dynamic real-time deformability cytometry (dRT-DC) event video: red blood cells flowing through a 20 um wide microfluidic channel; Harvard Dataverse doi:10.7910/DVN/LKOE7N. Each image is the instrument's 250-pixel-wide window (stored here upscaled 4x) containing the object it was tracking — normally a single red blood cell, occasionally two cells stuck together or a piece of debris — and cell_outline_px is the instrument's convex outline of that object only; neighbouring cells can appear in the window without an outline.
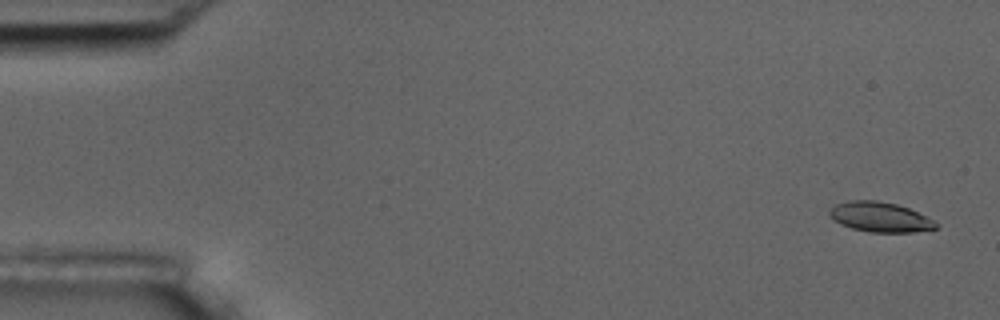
{"species": "common noctule bat (a hibernating species)", "species_latin": "Nyctalus noctula", "temperature_condition": "room temperature", "stored_images_in_passage": 56, "camera_frame_rate_fps": 3000, "um_per_image_px": 0.085, "animal": {"sex": "male", "body_mass_g": 17.5, "forearm_length_mm": 52.3}, "frame": {"image": 1, "passage_image": 3, "time_ms": 0.667, "image_size_px": [1000, 320], "cell_outline_px": [[940, 224], [936, 228], [912, 232], [868, 232], [852, 228], [840, 224], [828, 212], [836, 204], [848, 200], [876, 200], [896, 204], [908, 208]], "centroid_in_image_um": [74.8, 18.44], "position_along_channel_um": 10.2, "area_um2": 18.26}}
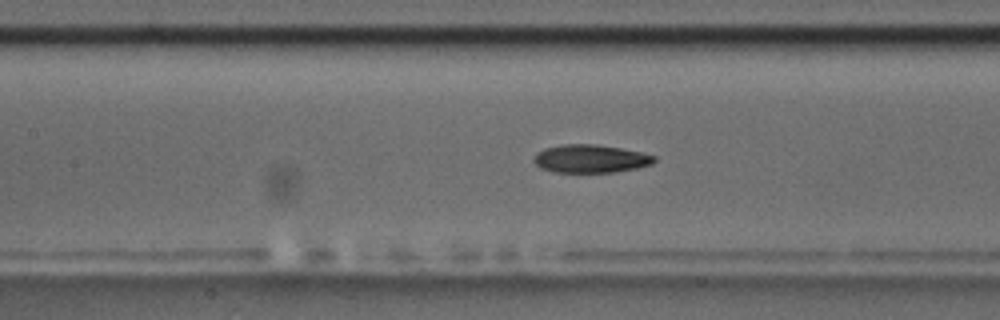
{"frame": {"image": 2, "passage_image": 26, "time_ms": 8.333, "image_size_px": [1000, 320], "cell_outline_px": [[656, 160], [652, 164], [636, 168], [612, 172], [552, 172], [540, 168], [532, 160], [536, 152], [544, 148], [564, 144], [596, 144], [620, 148], [640, 152], [656, 156]], "centroid_in_image_um": [50.16, 13.49], "position_along_channel_um": 157.2, "area_um2": 19.77}}
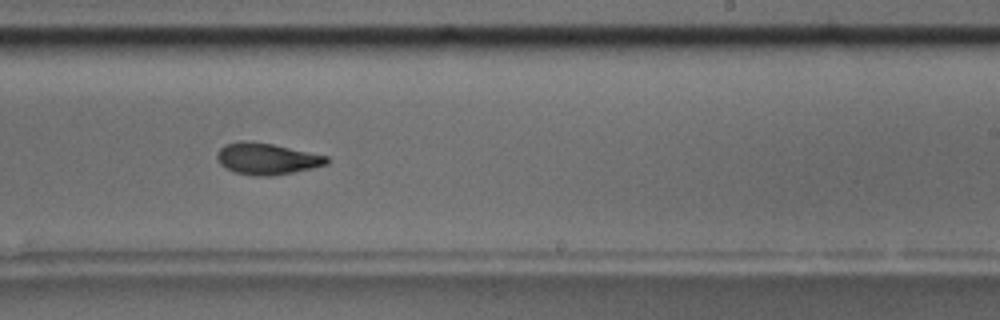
{"frame": {"image": 3, "passage_image": 35, "time_ms": 11.333, "image_size_px": [1000, 320], "cell_outline_px": [[328, 164], [312, 168], [292, 172], [268, 176], [256, 176], [232, 172], [220, 164], [216, 160], [216, 152], [224, 144], [240, 140], [248, 140], [272, 144], [328, 156]], "centroid_in_image_um": [22.61, 13.48], "position_along_channel_um": 266.4, "area_um2": 20.23}, "authors_computed_cell_mechanics": {"area_um2": 19.7965, "velocity_mm_per_s": 3.6521, "shape_relaxation_time_tau1_ms": 3.7751, "shape_relaxation_time_tau2_ms": 3.7281, "deformation_change_tau1": 0.1538, "deformation_change_tau2": 0.1102}}